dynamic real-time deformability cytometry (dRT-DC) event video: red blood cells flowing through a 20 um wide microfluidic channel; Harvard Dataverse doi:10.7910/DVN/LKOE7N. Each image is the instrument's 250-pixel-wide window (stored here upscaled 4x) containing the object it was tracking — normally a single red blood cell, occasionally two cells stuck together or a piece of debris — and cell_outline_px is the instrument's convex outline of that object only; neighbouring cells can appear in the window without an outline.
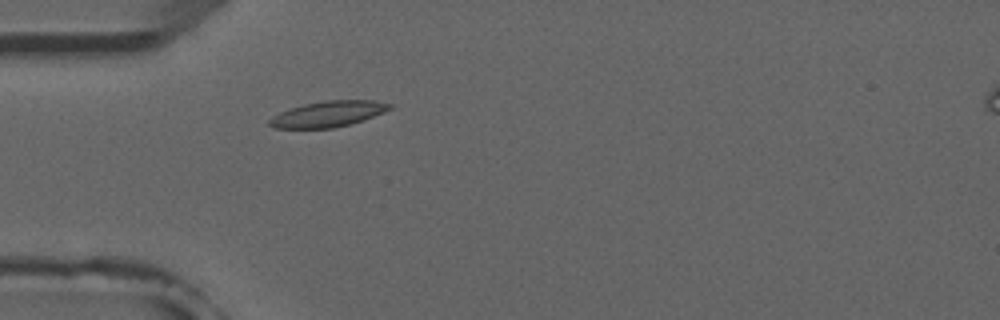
{"species": "common noctule bat (a hibernating species)", "species_latin": "Nyctalus noctula", "temperature_condition": "room temperature", "stored_images_in_passage": 3, "camera_frame_rate_fps": 3000, "um_per_image_px": 0.085, "animal": {"sex": "male", "forearm_length_mm": 52.5}, "frame": {"image": 1, "passage_image": 3, "time_ms": 2.333, "image_size_px": [1000, 320], "cell_outline_px": [[392, 108], [384, 112], [364, 120], [352, 124], [332, 128], [276, 128], [268, 124], [268, 120], [272, 116], [280, 112], [304, 104], [324, 100], [376, 100], [392, 104]], "centroid_in_image_um": [27.92, 9.68], "position_along_channel_um": 57.1, "area_um2": 18.15}}